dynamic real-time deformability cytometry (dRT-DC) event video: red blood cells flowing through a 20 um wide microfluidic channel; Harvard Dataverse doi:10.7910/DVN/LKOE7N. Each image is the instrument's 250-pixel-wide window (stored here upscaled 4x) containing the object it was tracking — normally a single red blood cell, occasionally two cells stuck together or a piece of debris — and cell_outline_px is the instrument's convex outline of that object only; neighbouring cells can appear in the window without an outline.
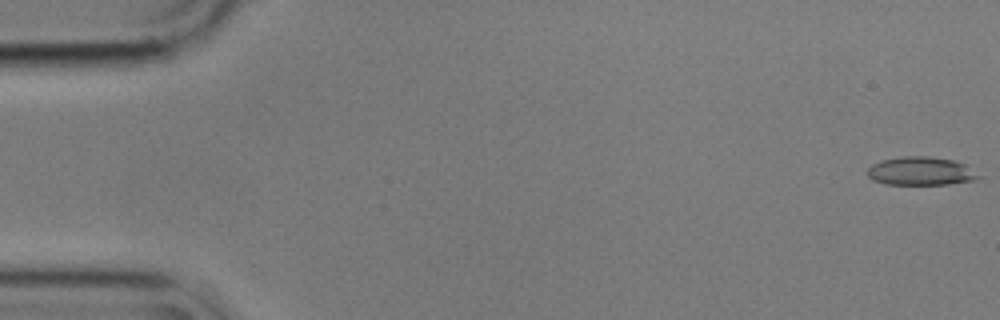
{"species": "common noctule bat (a hibernating species)", "species_latin": "Nyctalus noctula", "temperature_condition": "cold", "stored_images_in_passage": 21, "camera_frame_rate_fps": 3000, "um_per_image_px": 0.085, "animal": {"sex": "male", "body_mass_g": 17.9}, "frame": {"image": 1, "passage_image": 1, "time_ms": 0.0, "image_size_px": [1000, 320], "cell_outline_px": [[984, 176], [976, 180], [948, 184], [884, 184], [872, 180], [868, 176], [868, 168], [872, 164], [880, 160], [904, 156], [928, 156], [952, 160], [964, 164]], "centroid_in_image_um": [78.28, 14.55], "position_along_channel_um": 6.7, "area_um2": 18.5}}
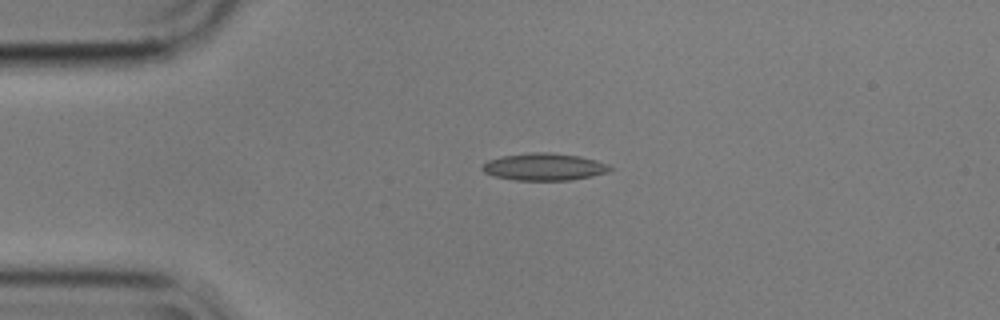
{"frame": {"image": 2, "passage_image": 13, "time_ms": 4.0, "image_size_px": [1000, 320], "cell_outline_px": [[616, 168], [608, 172], [592, 176], [572, 180], [516, 180], [492, 176], [484, 172], [480, 168], [488, 160], [500, 156], [532, 152], [552, 152], [580, 156], [596, 160], [608, 164]], "centroid_in_image_um": [46.27, 14.18], "position_along_channel_um": 38.7, "area_um2": 20.52}}
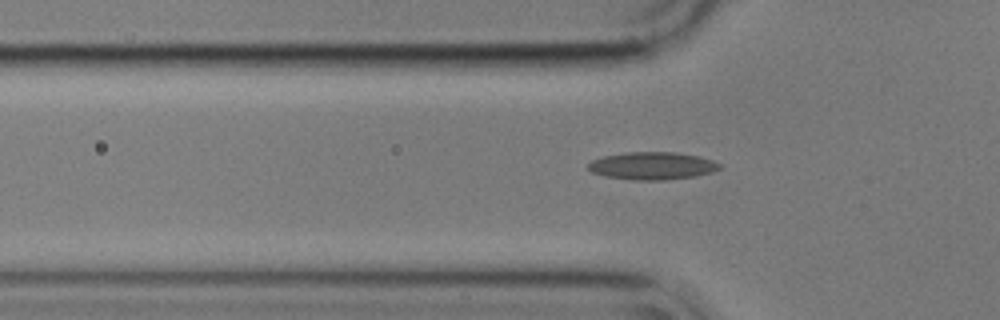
{"frame": {"image": 3, "passage_image": 18, "time_ms": 5.667, "image_size_px": [1000, 320], "cell_outline_px": [[720, 168], [712, 172], [696, 176], [664, 180], [636, 180], [604, 176], [592, 172], [588, 168], [588, 164], [592, 160], [604, 156], [628, 152], [672, 152], [696, 156], [712, 160], [720, 164]], "centroid_in_image_um": [55.43, 14.1], "position_along_channel_um": 70.4, "area_um2": 20.92}}